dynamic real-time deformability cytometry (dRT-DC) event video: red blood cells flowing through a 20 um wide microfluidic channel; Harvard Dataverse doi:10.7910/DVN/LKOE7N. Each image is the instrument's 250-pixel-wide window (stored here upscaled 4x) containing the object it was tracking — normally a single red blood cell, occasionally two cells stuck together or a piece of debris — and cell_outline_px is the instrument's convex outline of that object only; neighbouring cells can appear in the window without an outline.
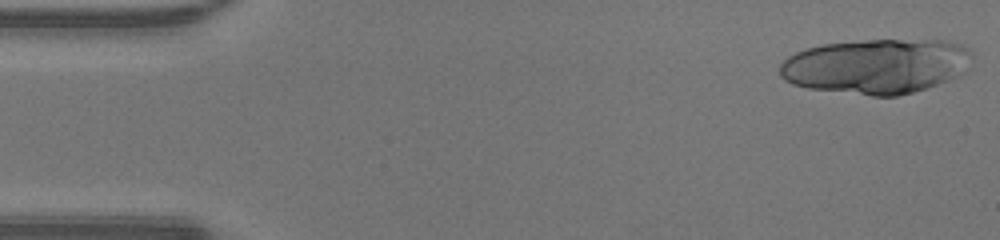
{"species": "human", "species_latin": "Homo sapiens", "temperature_condition": "warm", "stored_images_in_passage": 28, "segment_of_instrument_passage": [1, 2], "camera_frame_rate_fps": 3000, "um_per_image_px": 0.085, "donor": {"sex": "male"}, "frame": {"image": 1, "passage_image": 1, "time_ms": 0.0, "image_size_px": [1000, 240], "cell_outline_px": [[972, 56], [968, 68], [956, 76], [948, 80], [912, 92], [896, 96], [872, 96], [808, 88], [792, 84], [784, 80], [780, 76], [780, 64], [788, 56], [796, 52], [820, 44], [864, 40], [944, 40], [964, 44], [972, 52]], "centroid_in_image_um": [74.49, 5.61], "position_along_channel_um": 10.5, "area_um2": 61.67}}